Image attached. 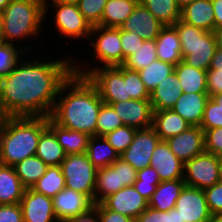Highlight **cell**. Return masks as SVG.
Returning <instances> with one entry per match:
<instances>
[{"mask_svg": "<svg viewBox=\"0 0 222 222\" xmlns=\"http://www.w3.org/2000/svg\"><path fill=\"white\" fill-rule=\"evenodd\" d=\"M13 167L26 188H31L46 173L48 168L36 155L24 159Z\"/></svg>", "mask_w": 222, "mask_h": 222, "instance_id": "cell-34", "label": "cell"}, {"mask_svg": "<svg viewBox=\"0 0 222 222\" xmlns=\"http://www.w3.org/2000/svg\"><path fill=\"white\" fill-rule=\"evenodd\" d=\"M221 159V174H222V156H220Z\"/></svg>", "mask_w": 222, "mask_h": 222, "instance_id": "cell-63", "label": "cell"}, {"mask_svg": "<svg viewBox=\"0 0 222 222\" xmlns=\"http://www.w3.org/2000/svg\"><path fill=\"white\" fill-rule=\"evenodd\" d=\"M181 20L189 25L213 32L215 19L212 0H195L181 10Z\"/></svg>", "mask_w": 222, "mask_h": 222, "instance_id": "cell-23", "label": "cell"}, {"mask_svg": "<svg viewBox=\"0 0 222 222\" xmlns=\"http://www.w3.org/2000/svg\"><path fill=\"white\" fill-rule=\"evenodd\" d=\"M182 92L181 83L173 72L151 91L149 99L153 111L172 109Z\"/></svg>", "mask_w": 222, "mask_h": 222, "instance_id": "cell-22", "label": "cell"}, {"mask_svg": "<svg viewBox=\"0 0 222 222\" xmlns=\"http://www.w3.org/2000/svg\"><path fill=\"white\" fill-rule=\"evenodd\" d=\"M160 140L152 126L137 129L133 142L120 155V158L128 162L136 171L150 167L152 153Z\"/></svg>", "mask_w": 222, "mask_h": 222, "instance_id": "cell-10", "label": "cell"}, {"mask_svg": "<svg viewBox=\"0 0 222 222\" xmlns=\"http://www.w3.org/2000/svg\"><path fill=\"white\" fill-rule=\"evenodd\" d=\"M185 186L183 179L161 181L148 201V206L157 211L174 209L175 202Z\"/></svg>", "mask_w": 222, "mask_h": 222, "instance_id": "cell-26", "label": "cell"}, {"mask_svg": "<svg viewBox=\"0 0 222 222\" xmlns=\"http://www.w3.org/2000/svg\"><path fill=\"white\" fill-rule=\"evenodd\" d=\"M101 34L98 39L91 42L94 52L103 66H121L123 64V51L121 45V28L93 26L91 34Z\"/></svg>", "mask_w": 222, "mask_h": 222, "instance_id": "cell-11", "label": "cell"}, {"mask_svg": "<svg viewBox=\"0 0 222 222\" xmlns=\"http://www.w3.org/2000/svg\"><path fill=\"white\" fill-rule=\"evenodd\" d=\"M136 130L134 127L123 125L106 134L104 138L121 155L133 142Z\"/></svg>", "mask_w": 222, "mask_h": 222, "instance_id": "cell-41", "label": "cell"}, {"mask_svg": "<svg viewBox=\"0 0 222 222\" xmlns=\"http://www.w3.org/2000/svg\"><path fill=\"white\" fill-rule=\"evenodd\" d=\"M122 120L123 125L136 129L152 126L153 108L150 99H130L122 102L109 103Z\"/></svg>", "mask_w": 222, "mask_h": 222, "instance_id": "cell-14", "label": "cell"}, {"mask_svg": "<svg viewBox=\"0 0 222 222\" xmlns=\"http://www.w3.org/2000/svg\"><path fill=\"white\" fill-rule=\"evenodd\" d=\"M52 201L58 222L77 217L94 207V202L87 195L67 187L57 193Z\"/></svg>", "mask_w": 222, "mask_h": 222, "instance_id": "cell-15", "label": "cell"}, {"mask_svg": "<svg viewBox=\"0 0 222 222\" xmlns=\"http://www.w3.org/2000/svg\"><path fill=\"white\" fill-rule=\"evenodd\" d=\"M195 0H176L178 7L182 10L190 3H193Z\"/></svg>", "mask_w": 222, "mask_h": 222, "instance_id": "cell-58", "label": "cell"}, {"mask_svg": "<svg viewBox=\"0 0 222 222\" xmlns=\"http://www.w3.org/2000/svg\"><path fill=\"white\" fill-rule=\"evenodd\" d=\"M94 207L97 210L99 222H134L133 218L107 209L102 203L94 204Z\"/></svg>", "mask_w": 222, "mask_h": 222, "instance_id": "cell-48", "label": "cell"}, {"mask_svg": "<svg viewBox=\"0 0 222 222\" xmlns=\"http://www.w3.org/2000/svg\"><path fill=\"white\" fill-rule=\"evenodd\" d=\"M48 117H4L0 129V164L15 166L34 156Z\"/></svg>", "mask_w": 222, "mask_h": 222, "instance_id": "cell-3", "label": "cell"}, {"mask_svg": "<svg viewBox=\"0 0 222 222\" xmlns=\"http://www.w3.org/2000/svg\"><path fill=\"white\" fill-rule=\"evenodd\" d=\"M165 141L172 153L183 163L205 152L204 131L198 126H191Z\"/></svg>", "mask_w": 222, "mask_h": 222, "instance_id": "cell-16", "label": "cell"}, {"mask_svg": "<svg viewBox=\"0 0 222 222\" xmlns=\"http://www.w3.org/2000/svg\"><path fill=\"white\" fill-rule=\"evenodd\" d=\"M121 126H123L122 120L114 108L109 104L103 103L97 118L96 136H105Z\"/></svg>", "mask_w": 222, "mask_h": 222, "instance_id": "cell-39", "label": "cell"}, {"mask_svg": "<svg viewBox=\"0 0 222 222\" xmlns=\"http://www.w3.org/2000/svg\"><path fill=\"white\" fill-rule=\"evenodd\" d=\"M174 72L184 93H207V71L181 61L175 66Z\"/></svg>", "mask_w": 222, "mask_h": 222, "instance_id": "cell-30", "label": "cell"}, {"mask_svg": "<svg viewBox=\"0 0 222 222\" xmlns=\"http://www.w3.org/2000/svg\"><path fill=\"white\" fill-rule=\"evenodd\" d=\"M44 1V15H46V12H47V5L46 4V1L47 0H43ZM52 4H77L78 3V0H51Z\"/></svg>", "mask_w": 222, "mask_h": 222, "instance_id": "cell-55", "label": "cell"}, {"mask_svg": "<svg viewBox=\"0 0 222 222\" xmlns=\"http://www.w3.org/2000/svg\"><path fill=\"white\" fill-rule=\"evenodd\" d=\"M64 222H99L97 210L95 207L87 211L86 213L80 214L77 217L68 219Z\"/></svg>", "mask_w": 222, "mask_h": 222, "instance_id": "cell-52", "label": "cell"}, {"mask_svg": "<svg viewBox=\"0 0 222 222\" xmlns=\"http://www.w3.org/2000/svg\"><path fill=\"white\" fill-rule=\"evenodd\" d=\"M134 222H170V211H157L148 206Z\"/></svg>", "mask_w": 222, "mask_h": 222, "instance_id": "cell-50", "label": "cell"}, {"mask_svg": "<svg viewBox=\"0 0 222 222\" xmlns=\"http://www.w3.org/2000/svg\"><path fill=\"white\" fill-rule=\"evenodd\" d=\"M107 209L134 220L148 207V201L132 186H126L101 202Z\"/></svg>", "mask_w": 222, "mask_h": 222, "instance_id": "cell-18", "label": "cell"}, {"mask_svg": "<svg viewBox=\"0 0 222 222\" xmlns=\"http://www.w3.org/2000/svg\"><path fill=\"white\" fill-rule=\"evenodd\" d=\"M3 18V42L34 36L40 31L44 19L43 0H12L1 12Z\"/></svg>", "mask_w": 222, "mask_h": 222, "instance_id": "cell-4", "label": "cell"}, {"mask_svg": "<svg viewBox=\"0 0 222 222\" xmlns=\"http://www.w3.org/2000/svg\"><path fill=\"white\" fill-rule=\"evenodd\" d=\"M4 116L0 113V129L3 123Z\"/></svg>", "mask_w": 222, "mask_h": 222, "instance_id": "cell-62", "label": "cell"}, {"mask_svg": "<svg viewBox=\"0 0 222 222\" xmlns=\"http://www.w3.org/2000/svg\"><path fill=\"white\" fill-rule=\"evenodd\" d=\"M153 129L161 140H167L186 131L191 125L172 109L154 111Z\"/></svg>", "mask_w": 222, "mask_h": 222, "instance_id": "cell-25", "label": "cell"}, {"mask_svg": "<svg viewBox=\"0 0 222 222\" xmlns=\"http://www.w3.org/2000/svg\"><path fill=\"white\" fill-rule=\"evenodd\" d=\"M20 205L23 212V222H58L52 198L38 193L32 188H26Z\"/></svg>", "mask_w": 222, "mask_h": 222, "instance_id": "cell-17", "label": "cell"}, {"mask_svg": "<svg viewBox=\"0 0 222 222\" xmlns=\"http://www.w3.org/2000/svg\"><path fill=\"white\" fill-rule=\"evenodd\" d=\"M174 70L175 65L157 59L144 69L139 70L138 73L146 89L151 93V91H153L163 79L171 75Z\"/></svg>", "mask_w": 222, "mask_h": 222, "instance_id": "cell-36", "label": "cell"}, {"mask_svg": "<svg viewBox=\"0 0 222 222\" xmlns=\"http://www.w3.org/2000/svg\"><path fill=\"white\" fill-rule=\"evenodd\" d=\"M212 222H222V213L213 216Z\"/></svg>", "mask_w": 222, "mask_h": 222, "instance_id": "cell-61", "label": "cell"}, {"mask_svg": "<svg viewBox=\"0 0 222 222\" xmlns=\"http://www.w3.org/2000/svg\"><path fill=\"white\" fill-rule=\"evenodd\" d=\"M164 26H173L181 19L176 0H139Z\"/></svg>", "mask_w": 222, "mask_h": 222, "instance_id": "cell-33", "label": "cell"}, {"mask_svg": "<svg viewBox=\"0 0 222 222\" xmlns=\"http://www.w3.org/2000/svg\"><path fill=\"white\" fill-rule=\"evenodd\" d=\"M31 188L53 198L65 188V178L61 166H48L46 173Z\"/></svg>", "mask_w": 222, "mask_h": 222, "instance_id": "cell-35", "label": "cell"}, {"mask_svg": "<svg viewBox=\"0 0 222 222\" xmlns=\"http://www.w3.org/2000/svg\"><path fill=\"white\" fill-rule=\"evenodd\" d=\"M35 155L47 166H61L66 157L64 149L48 126L41 132Z\"/></svg>", "mask_w": 222, "mask_h": 222, "instance_id": "cell-29", "label": "cell"}, {"mask_svg": "<svg viewBox=\"0 0 222 222\" xmlns=\"http://www.w3.org/2000/svg\"><path fill=\"white\" fill-rule=\"evenodd\" d=\"M215 28L222 27V0H212Z\"/></svg>", "mask_w": 222, "mask_h": 222, "instance_id": "cell-53", "label": "cell"}, {"mask_svg": "<svg viewBox=\"0 0 222 222\" xmlns=\"http://www.w3.org/2000/svg\"><path fill=\"white\" fill-rule=\"evenodd\" d=\"M127 89L130 99H149L150 93L141 81L138 71L127 69Z\"/></svg>", "mask_w": 222, "mask_h": 222, "instance_id": "cell-44", "label": "cell"}, {"mask_svg": "<svg viewBox=\"0 0 222 222\" xmlns=\"http://www.w3.org/2000/svg\"><path fill=\"white\" fill-rule=\"evenodd\" d=\"M200 127L203 130L222 127V94L208 99Z\"/></svg>", "mask_w": 222, "mask_h": 222, "instance_id": "cell-38", "label": "cell"}, {"mask_svg": "<svg viewBox=\"0 0 222 222\" xmlns=\"http://www.w3.org/2000/svg\"><path fill=\"white\" fill-rule=\"evenodd\" d=\"M48 127L54 132L66 155L86 153L90 136L86 133L63 128L48 117Z\"/></svg>", "mask_w": 222, "mask_h": 222, "instance_id": "cell-27", "label": "cell"}, {"mask_svg": "<svg viewBox=\"0 0 222 222\" xmlns=\"http://www.w3.org/2000/svg\"><path fill=\"white\" fill-rule=\"evenodd\" d=\"M164 25L140 2L120 26L126 32H135L144 40H155Z\"/></svg>", "mask_w": 222, "mask_h": 222, "instance_id": "cell-20", "label": "cell"}, {"mask_svg": "<svg viewBox=\"0 0 222 222\" xmlns=\"http://www.w3.org/2000/svg\"><path fill=\"white\" fill-rule=\"evenodd\" d=\"M207 94L209 97L222 94V73L217 70H207Z\"/></svg>", "mask_w": 222, "mask_h": 222, "instance_id": "cell-51", "label": "cell"}, {"mask_svg": "<svg viewBox=\"0 0 222 222\" xmlns=\"http://www.w3.org/2000/svg\"><path fill=\"white\" fill-rule=\"evenodd\" d=\"M25 190L14 167L0 164V204L20 203Z\"/></svg>", "mask_w": 222, "mask_h": 222, "instance_id": "cell-28", "label": "cell"}, {"mask_svg": "<svg viewBox=\"0 0 222 222\" xmlns=\"http://www.w3.org/2000/svg\"><path fill=\"white\" fill-rule=\"evenodd\" d=\"M155 42L158 60L175 66L182 61L179 36L173 26H164Z\"/></svg>", "mask_w": 222, "mask_h": 222, "instance_id": "cell-24", "label": "cell"}, {"mask_svg": "<svg viewBox=\"0 0 222 222\" xmlns=\"http://www.w3.org/2000/svg\"><path fill=\"white\" fill-rule=\"evenodd\" d=\"M0 222H23V212L20 203L0 204Z\"/></svg>", "mask_w": 222, "mask_h": 222, "instance_id": "cell-49", "label": "cell"}, {"mask_svg": "<svg viewBox=\"0 0 222 222\" xmlns=\"http://www.w3.org/2000/svg\"><path fill=\"white\" fill-rule=\"evenodd\" d=\"M108 0H78L79 11L90 25H99L102 19L104 7Z\"/></svg>", "mask_w": 222, "mask_h": 222, "instance_id": "cell-43", "label": "cell"}, {"mask_svg": "<svg viewBox=\"0 0 222 222\" xmlns=\"http://www.w3.org/2000/svg\"><path fill=\"white\" fill-rule=\"evenodd\" d=\"M209 98L207 93L187 94L182 92L172 110L179 114L191 126L200 127L205 106Z\"/></svg>", "mask_w": 222, "mask_h": 222, "instance_id": "cell-21", "label": "cell"}, {"mask_svg": "<svg viewBox=\"0 0 222 222\" xmlns=\"http://www.w3.org/2000/svg\"><path fill=\"white\" fill-rule=\"evenodd\" d=\"M136 179L137 171L121 158L110 166L98 169L94 190V204L101 203L109 195L126 186H132Z\"/></svg>", "mask_w": 222, "mask_h": 222, "instance_id": "cell-8", "label": "cell"}, {"mask_svg": "<svg viewBox=\"0 0 222 222\" xmlns=\"http://www.w3.org/2000/svg\"><path fill=\"white\" fill-rule=\"evenodd\" d=\"M139 0H108L99 26L120 27L134 11Z\"/></svg>", "mask_w": 222, "mask_h": 222, "instance_id": "cell-31", "label": "cell"}, {"mask_svg": "<svg viewBox=\"0 0 222 222\" xmlns=\"http://www.w3.org/2000/svg\"><path fill=\"white\" fill-rule=\"evenodd\" d=\"M213 33L216 39L217 48L222 50V27L215 28Z\"/></svg>", "mask_w": 222, "mask_h": 222, "instance_id": "cell-56", "label": "cell"}, {"mask_svg": "<svg viewBox=\"0 0 222 222\" xmlns=\"http://www.w3.org/2000/svg\"><path fill=\"white\" fill-rule=\"evenodd\" d=\"M208 70H217V73H222V50L216 49L214 56L210 62V68Z\"/></svg>", "mask_w": 222, "mask_h": 222, "instance_id": "cell-54", "label": "cell"}, {"mask_svg": "<svg viewBox=\"0 0 222 222\" xmlns=\"http://www.w3.org/2000/svg\"><path fill=\"white\" fill-rule=\"evenodd\" d=\"M56 8L55 24L64 36L88 37L91 35L92 26L79 11L77 4H52Z\"/></svg>", "mask_w": 222, "mask_h": 222, "instance_id": "cell-13", "label": "cell"}, {"mask_svg": "<svg viewBox=\"0 0 222 222\" xmlns=\"http://www.w3.org/2000/svg\"><path fill=\"white\" fill-rule=\"evenodd\" d=\"M181 222H212L204 191L185 186L175 202Z\"/></svg>", "mask_w": 222, "mask_h": 222, "instance_id": "cell-12", "label": "cell"}, {"mask_svg": "<svg viewBox=\"0 0 222 222\" xmlns=\"http://www.w3.org/2000/svg\"><path fill=\"white\" fill-rule=\"evenodd\" d=\"M160 182L157 171L152 167H146L137 171V179L133 187L149 201Z\"/></svg>", "mask_w": 222, "mask_h": 222, "instance_id": "cell-40", "label": "cell"}, {"mask_svg": "<svg viewBox=\"0 0 222 222\" xmlns=\"http://www.w3.org/2000/svg\"><path fill=\"white\" fill-rule=\"evenodd\" d=\"M3 42V18L2 13L0 12V43Z\"/></svg>", "mask_w": 222, "mask_h": 222, "instance_id": "cell-60", "label": "cell"}, {"mask_svg": "<svg viewBox=\"0 0 222 222\" xmlns=\"http://www.w3.org/2000/svg\"><path fill=\"white\" fill-rule=\"evenodd\" d=\"M144 39L137 35L135 32H126L121 29V45L123 51V63L125 59L135 54V51L142 46Z\"/></svg>", "mask_w": 222, "mask_h": 222, "instance_id": "cell-47", "label": "cell"}, {"mask_svg": "<svg viewBox=\"0 0 222 222\" xmlns=\"http://www.w3.org/2000/svg\"><path fill=\"white\" fill-rule=\"evenodd\" d=\"M173 27L179 36L182 61L207 71L217 49L214 33L189 25L181 19Z\"/></svg>", "mask_w": 222, "mask_h": 222, "instance_id": "cell-5", "label": "cell"}, {"mask_svg": "<svg viewBox=\"0 0 222 222\" xmlns=\"http://www.w3.org/2000/svg\"><path fill=\"white\" fill-rule=\"evenodd\" d=\"M186 186L206 189L222 179L220 156L204 152L184 163Z\"/></svg>", "mask_w": 222, "mask_h": 222, "instance_id": "cell-9", "label": "cell"}, {"mask_svg": "<svg viewBox=\"0 0 222 222\" xmlns=\"http://www.w3.org/2000/svg\"><path fill=\"white\" fill-rule=\"evenodd\" d=\"M74 73L86 76L98 89L105 104L130 100L127 89V68L122 65L96 67L88 71L74 67Z\"/></svg>", "mask_w": 222, "mask_h": 222, "instance_id": "cell-6", "label": "cell"}, {"mask_svg": "<svg viewBox=\"0 0 222 222\" xmlns=\"http://www.w3.org/2000/svg\"><path fill=\"white\" fill-rule=\"evenodd\" d=\"M205 152L222 156V127L203 130Z\"/></svg>", "mask_w": 222, "mask_h": 222, "instance_id": "cell-46", "label": "cell"}, {"mask_svg": "<svg viewBox=\"0 0 222 222\" xmlns=\"http://www.w3.org/2000/svg\"><path fill=\"white\" fill-rule=\"evenodd\" d=\"M97 142H100V144ZM86 154L97 170L112 165L120 158V155L104 136H90Z\"/></svg>", "mask_w": 222, "mask_h": 222, "instance_id": "cell-32", "label": "cell"}, {"mask_svg": "<svg viewBox=\"0 0 222 222\" xmlns=\"http://www.w3.org/2000/svg\"><path fill=\"white\" fill-rule=\"evenodd\" d=\"M203 191L210 213L213 216L222 213V179Z\"/></svg>", "mask_w": 222, "mask_h": 222, "instance_id": "cell-45", "label": "cell"}, {"mask_svg": "<svg viewBox=\"0 0 222 222\" xmlns=\"http://www.w3.org/2000/svg\"><path fill=\"white\" fill-rule=\"evenodd\" d=\"M157 59L155 40H144L143 45L135 51V54L128 56L122 66L133 71H139Z\"/></svg>", "mask_w": 222, "mask_h": 222, "instance_id": "cell-37", "label": "cell"}, {"mask_svg": "<svg viewBox=\"0 0 222 222\" xmlns=\"http://www.w3.org/2000/svg\"><path fill=\"white\" fill-rule=\"evenodd\" d=\"M150 167L154 168L160 181L183 179L184 163L170 150L165 140H160L152 153Z\"/></svg>", "mask_w": 222, "mask_h": 222, "instance_id": "cell-19", "label": "cell"}, {"mask_svg": "<svg viewBox=\"0 0 222 222\" xmlns=\"http://www.w3.org/2000/svg\"><path fill=\"white\" fill-rule=\"evenodd\" d=\"M12 0H0V12H2Z\"/></svg>", "mask_w": 222, "mask_h": 222, "instance_id": "cell-59", "label": "cell"}, {"mask_svg": "<svg viewBox=\"0 0 222 222\" xmlns=\"http://www.w3.org/2000/svg\"><path fill=\"white\" fill-rule=\"evenodd\" d=\"M66 88L71 89L67 95ZM58 96L50 118L63 128L96 136L97 118L104 102L95 85L86 76L73 73Z\"/></svg>", "mask_w": 222, "mask_h": 222, "instance_id": "cell-2", "label": "cell"}, {"mask_svg": "<svg viewBox=\"0 0 222 222\" xmlns=\"http://www.w3.org/2000/svg\"><path fill=\"white\" fill-rule=\"evenodd\" d=\"M33 62L19 61L0 79V113L4 117H50L62 85L76 66L68 58Z\"/></svg>", "mask_w": 222, "mask_h": 222, "instance_id": "cell-1", "label": "cell"}, {"mask_svg": "<svg viewBox=\"0 0 222 222\" xmlns=\"http://www.w3.org/2000/svg\"><path fill=\"white\" fill-rule=\"evenodd\" d=\"M65 187L87 195L94 202L97 169L86 153L66 155L61 163Z\"/></svg>", "mask_w": 222, "mask_h": 222, "instance_id": "cell-7", "label": "cell"}, {"mask_svg": "<svg viewBox=\"0 0 222 222\" xmlns=\"http://www.w3.org/2000/svg\"><path fill=\"white\" fill-rule=\"evenodd\" d=\"M27 48L16 49L13 44L0 43V79L7 76L15 67V65L21 61L19 56L21 52H25Z\"/></svg>", "mask_w": 222, "mask_h": 222, "instance_id": "cell-42", "label": "cell"}, {"mask_svg": "<svg viewBox=\"0 0 222 222\" xmlns=\"http://www.w3.org/2000/svg\"><path fill=\"white\" fill-rule=\"evenodd\" d=\"M170 222H181V218L175 208L170 210Z\"/></svg>", "mask_w": 222, "mask_h": 222, "instance_id": "cell-57", "label": "cell"}]
</instances>
